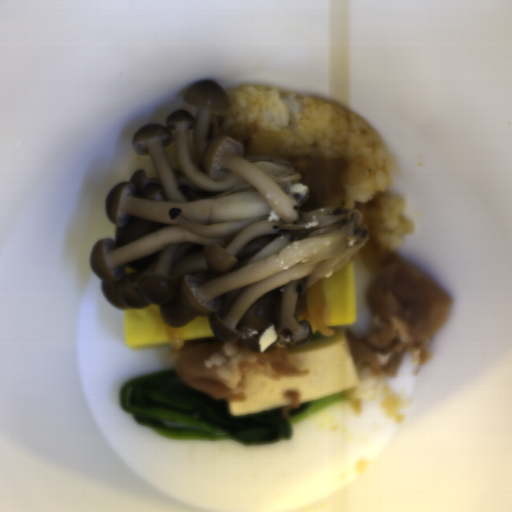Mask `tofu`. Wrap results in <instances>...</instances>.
Listing matches in <instances>:
<instances>
[{
    "label": "tofu",
    "mask_w": 512,
    "mask_h": 512,
    "mask_svg": "<svg viewBox=\"0 0 512 512\" xmlns=\"http://www.w3.org/2000/svg\"><path fill=\"white\" fill-rule=\"evenodd\" d=\"M277 338V331L274 324L266 327L259 335L258 346L260 353H263L272 346Z\"/></svg>",
    "instance_id": "ead7c124"
},
{
    "label": "tofu",
    "mask_w": 512,
    "mask_h": 512,
    "mask_svg": "<svg viewBox=\"0 0 512 512\" xmlns=\"http://www.w3.org/2000/svg\"><path fill=\"white\" fill-rule=\"evenodd\" d=\"M289 193H292L304 199L308 194V186L301 184H292L291 187L289 188Z\"/></svg>",
    "instance_id": "31d398ca"
},
{
    "label": "tofu",
    "mask_w": 512,
    "mask_h": 512,
    "mask_svg": "<svg viewBox=\"0 0 512 512\" xmlns=\"http://www.w3.org/2000/svg\"><path fill=\"white\" fill-rule=\"evenodd\" d=\"M285 350L290 364L305 368L308 375L271 379L260 372L248 373L243 376L244 400L226 401L232 417L282 409L289 402L285 397L287 391L297 392L300 405L361 383L343 330Z\"/></svg>",
    "instance_id": "5b9d583a"
}]
</instances>
